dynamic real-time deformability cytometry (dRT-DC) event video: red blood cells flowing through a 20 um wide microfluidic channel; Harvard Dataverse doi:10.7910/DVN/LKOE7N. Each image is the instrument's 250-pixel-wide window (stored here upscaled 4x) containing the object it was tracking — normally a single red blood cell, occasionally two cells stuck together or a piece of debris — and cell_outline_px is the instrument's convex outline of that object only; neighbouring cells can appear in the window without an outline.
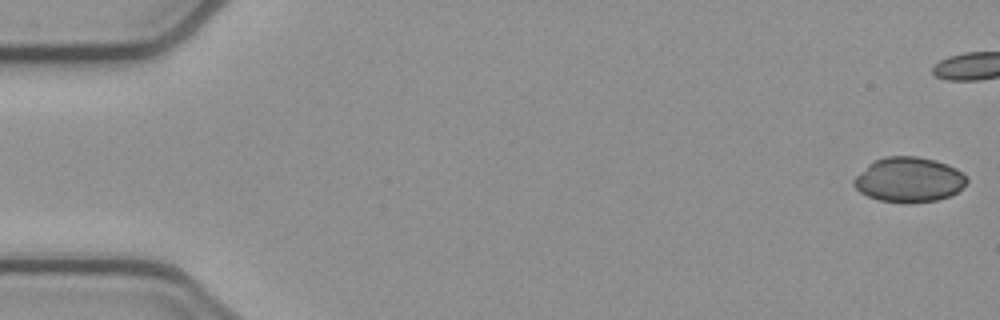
{"species": "common noctule bat (a hibernating species)", "species_latin": "Nyctalus noctula", "temperature_condition": "cold", "stored_images_in_passage": 41, "camera_frame_rate_fps": 3000, "um_per_image_px": 0.085, "animal": {"sex": "female", "body_mass_g": 21.9}, "frame": {"image": 1, "passage_image": 1, "time_ms": 0.0, "image_size_px": [1000, 320], "cell_outline_px": [[968, 184], [952, 196], [936, 200], [880, 200], [868, 196], [860, 192], [852, 184], [852, 180], [872, 160], [884, 156], [916, 156], [936, 160], [948, 164], [956, 168], [968, 176]], "centroid_in_image_um": [77.29, 15.22], "position_along_channel_um": 7.7, "area_um2": 29.3}}
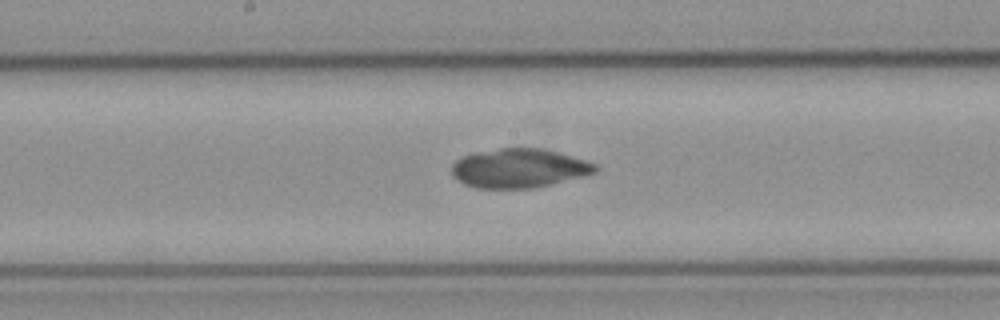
{"frame": {"image": 2, "passage_image": 27, "time_ms": 8.667, "image_size_px": [1000, 320], "cell_outline_px": [[600, 168], [596, 172], [584, 176], [532, 188], [476, 188], [464, 184], [456, 180], [452, 176], [452, 164], [460, 156], [476, 152], [500, 148], [540, 148], [556, 152], [584, 160], [596, 164]], "centroid_in_image_um": [44.07, 14.3], "position_along_channel_um": 204.1, "area_um2": 32.66}}
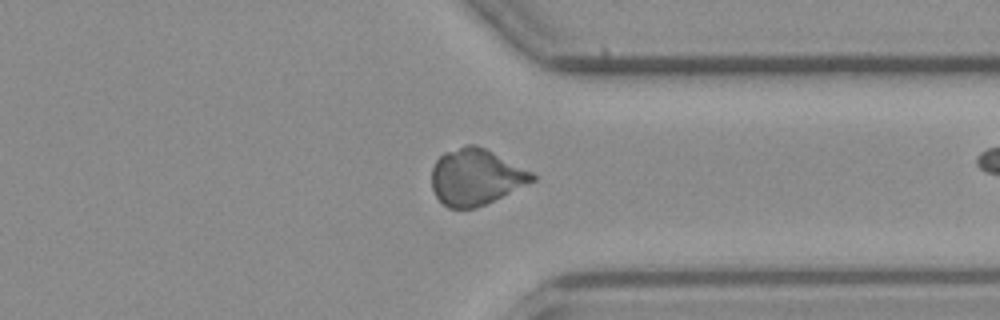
{"frame": {"image": 3, "passage_image": 40, "time_ms": 13.0, "image_size_px": [1000, 320], "cell_outline_px": [[536, 180], [476, 208], [448, 208], [436, 196], [432, 188], [432, 168], [436, 160], [444, 152], [464, 144], [476, 144], [532, 172], [536, 176]], "centroid_in_image_um": [40.41, 15.03], "position_along_channel_um": 371.0, "area_um2": 32.66}}